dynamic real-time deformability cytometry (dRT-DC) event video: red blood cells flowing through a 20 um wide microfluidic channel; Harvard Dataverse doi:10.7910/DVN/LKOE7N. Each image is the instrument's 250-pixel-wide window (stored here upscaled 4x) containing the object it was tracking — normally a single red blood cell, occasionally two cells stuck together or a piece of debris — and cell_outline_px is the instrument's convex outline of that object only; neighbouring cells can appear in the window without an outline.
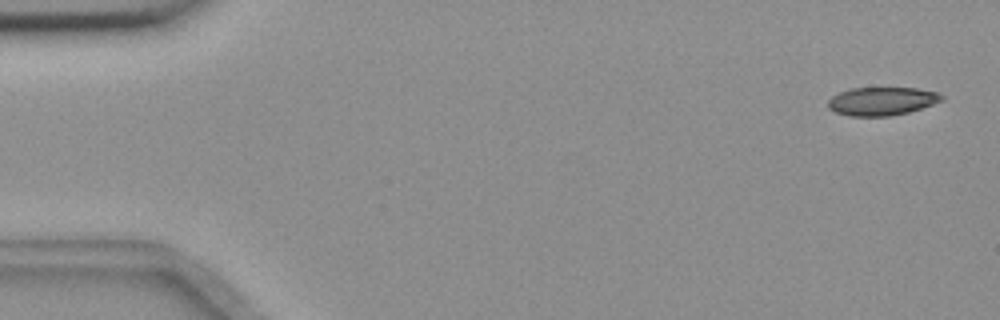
{"species": "common noctule bat (a hibernating species)", "species_latin": "Nyctalus noctula", "temperature_condition": "room temperature", "stored_images_in_passage": 55, "camera_frame_rate_fps": 3000, "um_per_image_px": 0.085, "animal": {"sex": "female", "body_mass_g": 18.4}, "frame": {"image": 1, "passage_image": 2, "time_ms": 0.333, "image_size_px": [1000, 320], "cell_outline_px": [[944, 100], [908, 112], [888, 116], [848, 116], [836, 112], [828, 108], [828, 100], [832, 96], [840, 92], [852, 88], [916, 88], [936, 92], [944, 96]], "centroid_in_image_um": [74.94, 8.6], "position_along_channel_um": 10.1, "area_um2": 18.61}}
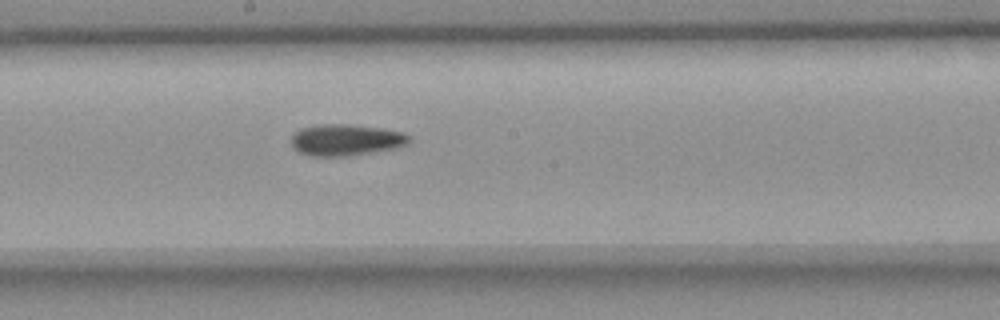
{"frame": {"image": 2, "passage_image": 30, "time_ms": 9.667, "image_size_px": [1000, 320], "cell_outline_px": [[412, 140], [408, 144], [396, 148], [348, 156], [312, 156], [300, 152], [292, 144], [292, 136], [300, 128], [324, 124], [348, 124], [380, 128], [404, 132]], "centroid_in_image_um": [29.44, 11.89], "position_along_channel_um": 218.8, "area_um2": 21.44}}
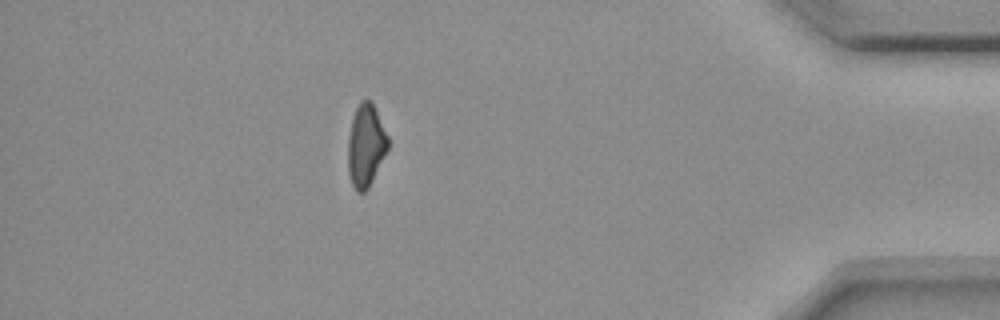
{"frame": {"image": 3, "passage_image": 49, "time_ms": 16.0, "image_size_px": [1000, 320], "cell_outline_px": [[388, 148], [368, 188], [364, 192], [356, 192], [352, 184], [348, 172], [348, 136], [352, 120], [356, 108], [360, 100], [372, 100], [376, 108], [388, 136]], "centroid_in_image_um": [31.09, 12.34], "position_along_channel_um": 404.1, "area_um2": 19.19}, "authors_computed_cell_mechanics": {"area_um2": 20.1722, "velocity_mm_per_s": 3.6465, "shape_relaxation_time_tau1_ms": 10.3773, "shape_relaxation_time_tau2_ms": 5.5344, "deformation_change_tau1": 0.2067, "deformation_change_tau2": 0.1306}}